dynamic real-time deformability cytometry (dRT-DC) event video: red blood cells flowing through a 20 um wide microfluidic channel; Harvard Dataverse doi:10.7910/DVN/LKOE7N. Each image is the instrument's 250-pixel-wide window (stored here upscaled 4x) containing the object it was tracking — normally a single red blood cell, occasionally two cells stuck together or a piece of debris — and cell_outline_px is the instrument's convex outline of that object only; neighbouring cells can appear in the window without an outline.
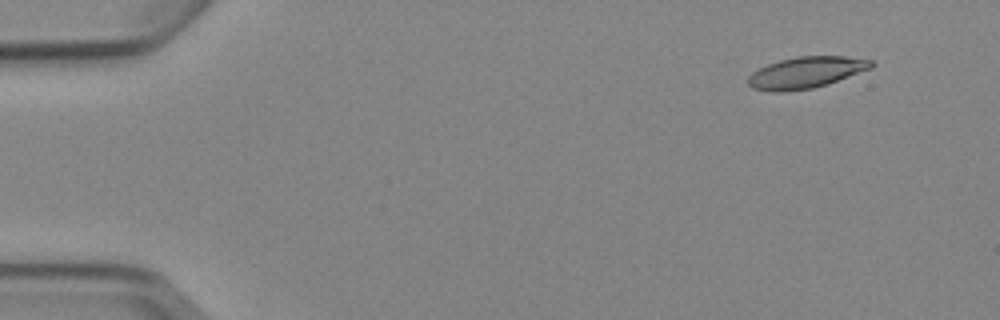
{"species": "Egyptian fruit bat (a non-hibernating species)", "species_latin": "Rousettus aegyptiacus", "temperature_condition": "cold", "stored_images_in_passage": 5, "camera_frame_rate_fps": 3000, "um_per_image_px": 0.085, "animal": {"sex": "female"}, "frame": {"image": 1, "passage_image": 2, "time_ms": 1.0, "image_size_px": [1000, 320], "cell_outline_px": [[876, 64], [872, 68], [828, 84], [812, 88], [776, 92], [772, 92], [752, 88], [748, 84], [748, 76], [752, 72], [768, 64], [780, 60], [796, 56], [844, 56], [872, 60]], "centroid_in_image_um": [68.52, 6.16], "position_along_channel_um": 16.5, "area_um2": 22.54}}
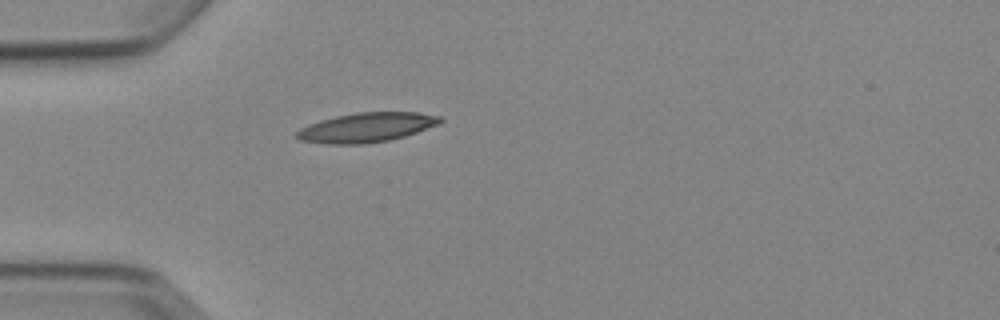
{"frame": {"image": 2, "passage_image": 5, "time_ms": 4.667, "image_size_px": [1000, 320], "cell_outline_px": [[444, 120], [440, 124], [404, 136], [388, 140], [364, 144], [324, 144], [300, 140], [292, 136], [300, 128], [308, 124], [320, 120], [336, 116], [356, 112], [420, 112], [440, 116]], "centroid_in_image_um": [31.13, 10.83], "position_along_channel_um": 53.9, "area_um2": 24.85}}